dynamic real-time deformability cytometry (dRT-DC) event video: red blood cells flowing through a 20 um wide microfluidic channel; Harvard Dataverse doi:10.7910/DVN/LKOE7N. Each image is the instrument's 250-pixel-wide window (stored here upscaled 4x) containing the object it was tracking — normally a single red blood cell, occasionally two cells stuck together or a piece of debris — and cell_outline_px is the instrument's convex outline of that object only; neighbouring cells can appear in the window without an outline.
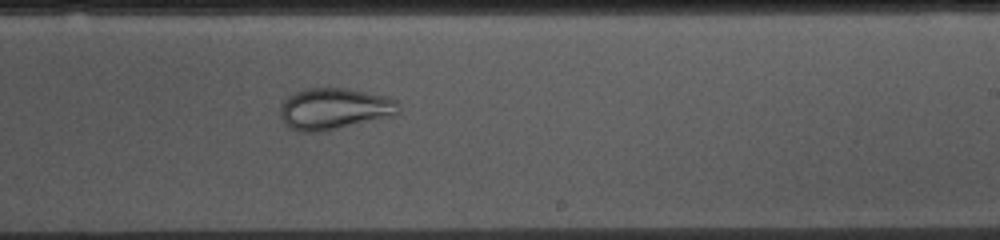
{"species": "common noctule bat (a hibernating species)", "species_latin": "Nyctalus noctula", "temperature_condition": "cold", "stored_images_in_passage": 53, "camera_frame_rate_fps": 3000, "um_per_image_px": 0.085, "animal": {"sex": "female", "body_mass_g": 10.0, "forearm_length_mm": 53.1}, "frame": {"image": 1, "passage_image": 31, "time_ms": 10.0, "image_size_px": [1000, 240], "cell_outline_px": [[400, 112], [392, 116], [320, 132], [300, 132], [288, 128], [284, 124], [280, 116], [280, 104], [288, 96], [296, 92], [308, 88], [348, 88], [388, 96], [396, 100], [400, 108]], "centroid_in_image_um": [28.4, 9.25], "position_along_channel_um": 260.6, "area_um2": 28.84}}